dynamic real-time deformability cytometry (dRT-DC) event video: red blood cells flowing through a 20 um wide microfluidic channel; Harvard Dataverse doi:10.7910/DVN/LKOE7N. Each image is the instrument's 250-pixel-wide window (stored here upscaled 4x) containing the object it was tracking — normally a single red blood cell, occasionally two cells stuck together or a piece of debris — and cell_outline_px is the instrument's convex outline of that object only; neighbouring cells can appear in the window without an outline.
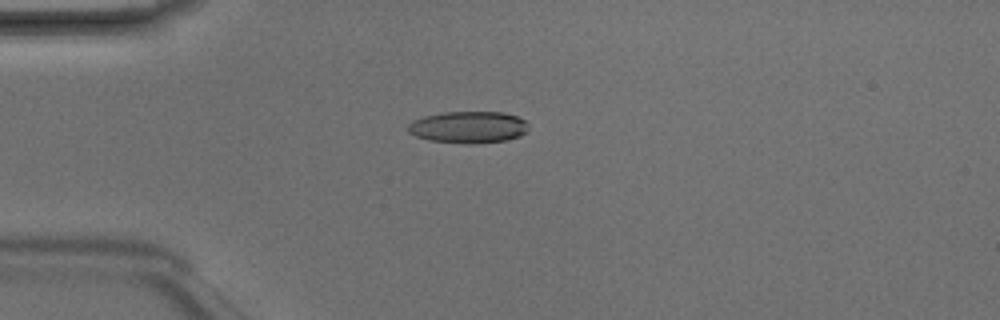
{"species": "Egyptian fruit bat (a non-hibernating species)", "species_latin": "Rousettus aegyptiacus", "temperature_condition": "room temperature", "stored_images_in_passage": 4, "camera_frame_rate_fps": 3000, "um_per_image_px": 0.085, "animal": {"sex": "male"}, "frame": {"image": 1, "passage_image": 4, "time_ms": 1.0, "image_size_px": [1000, 320], "cell_outline_px": [[528, 132], [520, 136], [504, 140], [476, 144], [468, 144], [428, 140], [416, 136], [408, 132], [408, 124], [412, 120], [424, 116], [444, 112], [504, 112], [516, 116], [524, 120], [528, 124]], "centroid_in_image_um": [39.81, 10.81], "position_along_channel_um": 45.2, "area_um2": 22.48}}